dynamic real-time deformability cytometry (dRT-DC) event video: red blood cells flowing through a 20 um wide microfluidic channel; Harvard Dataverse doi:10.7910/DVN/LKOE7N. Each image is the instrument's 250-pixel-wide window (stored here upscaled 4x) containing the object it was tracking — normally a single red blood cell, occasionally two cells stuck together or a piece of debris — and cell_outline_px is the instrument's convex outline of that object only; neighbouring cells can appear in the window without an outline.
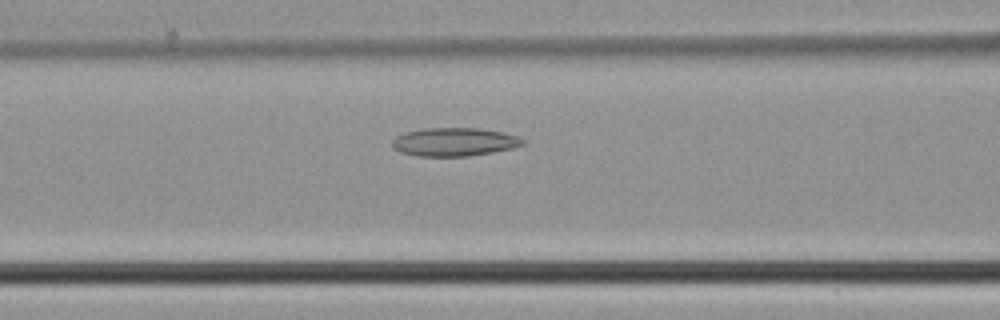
{"species": "common noctule bat (a hibernating species)", "species_latin": "Nyctalus noctula", "temperature_condition": "cold", "stored_images_in_passage": 41, "camera_frame_rate_fps": 3000, "um_per_image_px": 0.085, "animal": {"sex": "male", "body_mass_g": 21.5, "forearm_length_mm": 52.0}, "frame": {"image": 1, "passage_image": 14, "time_ms": 4.333, "image_size_px": [1000, 320], "cell_outline_px": [[528, 144], [512, 148], [492, 152], [468, 156], [416, 156], [400, 152], [392, 148], [392, 140], [396, 136], [404, 132], [424, 128], [476, 128], [504, 132], [516, 136], [524, 140]], "centroid_in_image_um": [38.6, 12.06], "position_along_channel_um": 128.0, "area_um2": 21.73}}
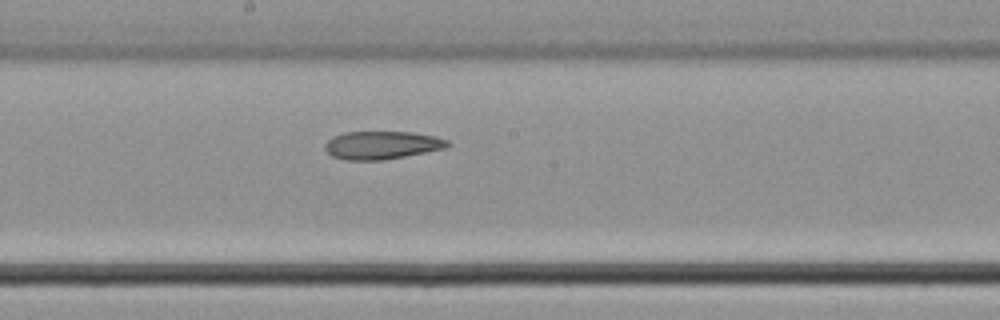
{"frame": {"image": 2, "passage_image": 20, "time_ms": 6.333, "image_size_px": [1000, 320], "cell_outline_px": [[452, 144], [448, 148], [384, 160], [348, 160], [332, 156], [324, 148], [324, 144], [332, 136], [344, 132], [412, 132], [436, 136], [448, 140]], "centroid_in_image_um": [32.49, 12.33], "position_along_channel_um": 215.7, "area_um2": 20.23}}
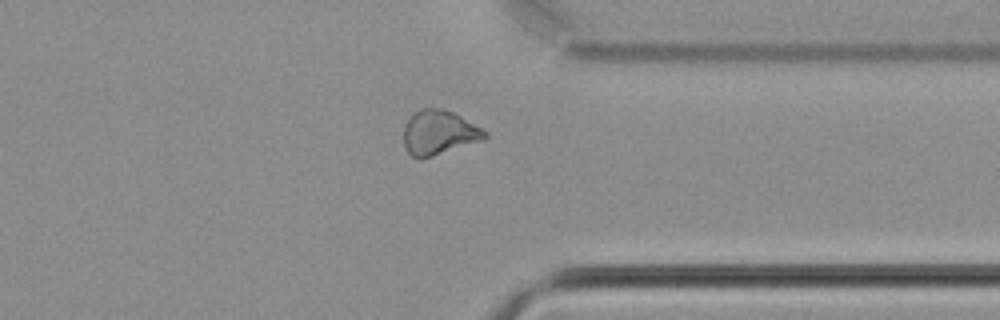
{"frame": {"image": 3, "passage_image": 31, "time_ms": 10.0, "image_size_px": [1000, 320], "cell_outline_px": [[488, 136], [484, 140], [428, 156], [412, 156], [404, 148], [404, 124], [420, 108], [444, 108], [460, 116], [488, 132]], "centroid_in_image_um": [37.32, 11.24], "position_along_channel_um": 374.1, "area_um2": 20.52}}